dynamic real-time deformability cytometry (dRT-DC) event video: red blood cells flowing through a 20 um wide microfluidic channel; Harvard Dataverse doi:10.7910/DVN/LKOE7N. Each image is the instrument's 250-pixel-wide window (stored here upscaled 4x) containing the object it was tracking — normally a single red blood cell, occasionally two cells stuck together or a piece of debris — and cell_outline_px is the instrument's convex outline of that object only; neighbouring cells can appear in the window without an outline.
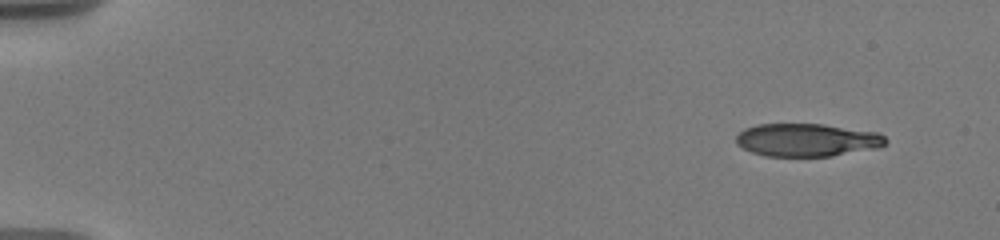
{"species": "human", "species_latin": "Homo sapiens", "temperature_condition": "warm", "stored_images_in_passage": 48, "camera_frame_rate_fps": 3000, "um_per_image_px": 0.085, "donor": {"sex": "male"}, "frame": {"image": 1, "passage_image": 1, "time_ms": 0.0, "image_size_px": [1000, 240], "cell_outline_px": [[888, 140], [880, 148], [832, 156], [764, 156], [752, 152], [736, 144], [736, 136], [744, 128], [756, 124], [824, 124], [880, 132]], "centroid_in_image_um": [68.63, 11.89], "position_along_channel_um": 16.4, "area_um2": 29.02}}
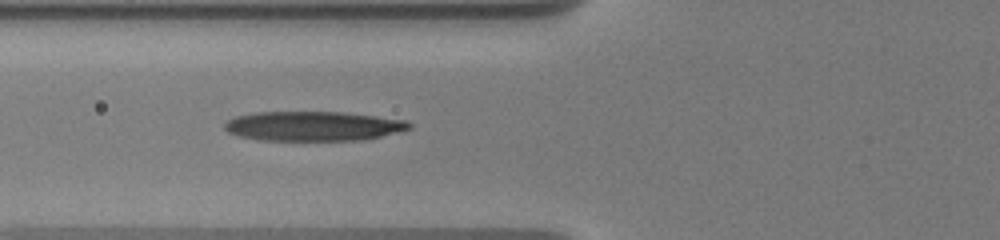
{"frame": {"image": 2, "passage_image": 36, "time_ms": 6.0, "image_size_px": [1000, 240], "cell_outline_px": [[412, 128], [380, 136], [360, 140], [260, 140], [240, 136], [228, 132], [224, 128], [224, 124], [228, 120], [236, 116], [256, 112], [340, 112], [376, 116], [404, 120], [412, 124]], "centroid_in_image_um": [26.6, 10.71], "position_along_channel_um": 99.2, "area_um2": 31.56}}
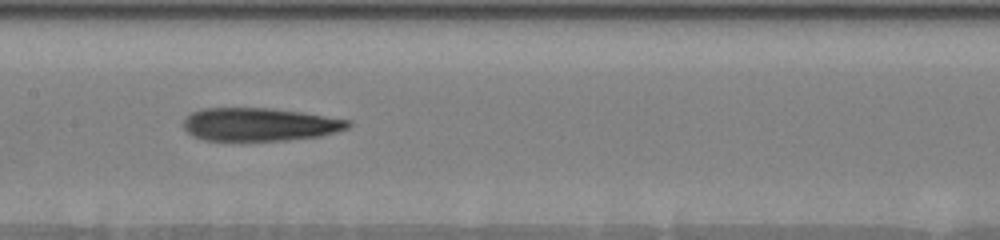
{"frame": {"image": 3, "passage_image": 47, "time_ms": 8.333, "image_size_px": [1000, 240], "cell_outline_px": [[352, 124], [348, 128], [320, 136], [288, 140], [204, 140], [192, 136], [184, 128], [184, 120], [192, 112], [204, 108], [272, 108], [300, 112], [352, 120]], "centroid_in_image_um": [22.08, 10.57], "position_along_channel_um": 185.3, "area_um2": 31.67}}